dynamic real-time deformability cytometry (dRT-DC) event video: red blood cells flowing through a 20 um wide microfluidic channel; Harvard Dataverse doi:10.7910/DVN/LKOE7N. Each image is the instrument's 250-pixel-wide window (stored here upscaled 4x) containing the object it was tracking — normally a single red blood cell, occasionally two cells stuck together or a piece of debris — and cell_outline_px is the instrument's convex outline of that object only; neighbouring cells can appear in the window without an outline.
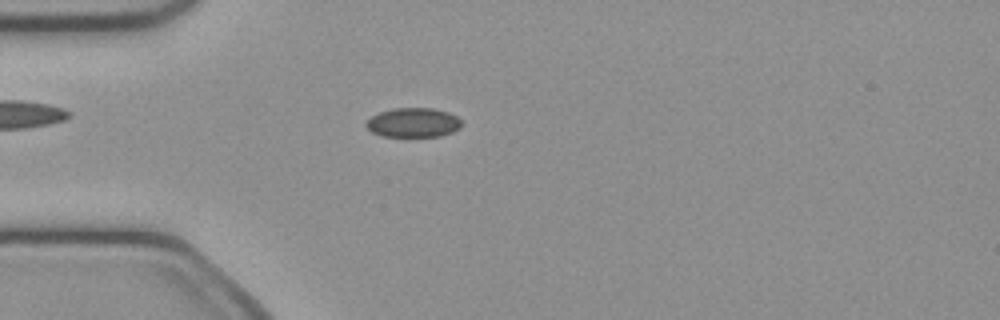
{"species": "common noctule bat (a hibernating species)", "species_latin": "Nyctalus noctula", "temperature_condition": "cold", "stored_images_in_passage": 50, "camera_frame_rate_fps": 3000, "um_per_image_px": 0.085, "animal": {"sex": "female", "body_mass_g": 21.9}, "frame": {"image": 1, "passage_image": 13, "time_ms": 4.0, "image_size_px": [1000, 320], "cell_outline_px": [[460, 128], [452, 132], [440, 136], [380, 136], [372, 132], [364, 124], [372, 116], [380, 112], [392, 108], [432, 108], [448, 112], [456, 116], [460, 120]], "centroid_in_image_um": [35.11, 10.42], "position_along_channel_um": 49.9, "area_um2": 16.24}}
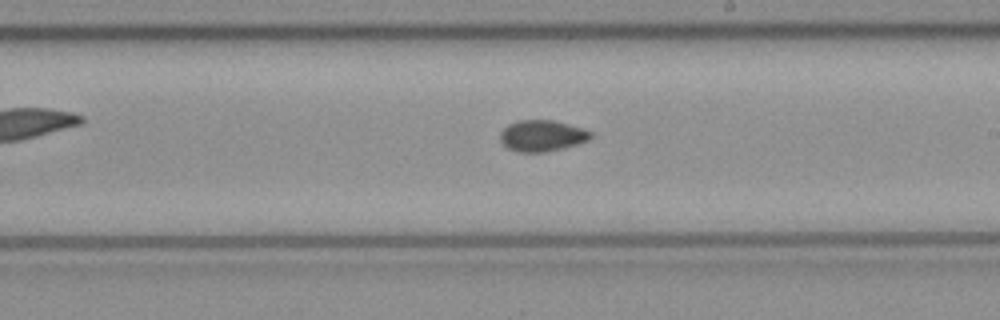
{"frame": {"image": 2, "passage_image": 28, "time_ms": 9.0, "image_size_px": [1000, 320], "cell_outline_px": [[592, 136], [588, 140], [564, 148], [544, 152], [520, 152], [508, 148], [500, 140], [500, 132], [508, 124], [520, 120], [552, 120], [584, 128], [592, 132]], "centroid_in_image_um": [46.08, 11.53], "position_along_channel_um": 242.9, "area_um2": 16.42}}
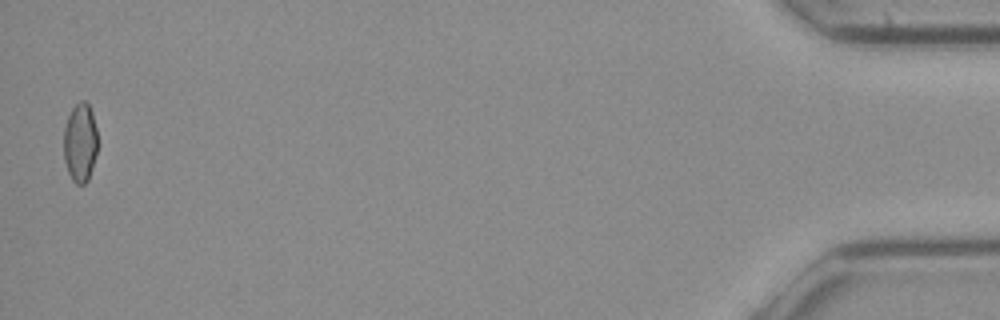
{"frame": {"image": 3, "passage_image": 49, "time_ms": 16.0, "image_size_px": [1000, 320], "cell_outline_px": [[96, 152], [92, 168], [88, 180], [84, 184], [76, 184], [72, 180], [68, 172], [64, 160], [64, 128], [68, 116], [72, 108], [80, 100], [84, 100], [88, 104], [92, 112], [96, 128]], "centroid_in_image_um": [6.8, 12.12], "position_along_channel_um": 428.4, "area_um2": 15.49}, "authors_computed_cell_mechanics": {"area_um2": 16.3574, "velocity_mm_per_s": 4.0527, "shape_relaxation_time_tau1_ms": null, "shape_relaxation_time_tau2_ms": 7.3315, "deformation_change_tau1": null, "deformation_change_tau2": 0.0893}}